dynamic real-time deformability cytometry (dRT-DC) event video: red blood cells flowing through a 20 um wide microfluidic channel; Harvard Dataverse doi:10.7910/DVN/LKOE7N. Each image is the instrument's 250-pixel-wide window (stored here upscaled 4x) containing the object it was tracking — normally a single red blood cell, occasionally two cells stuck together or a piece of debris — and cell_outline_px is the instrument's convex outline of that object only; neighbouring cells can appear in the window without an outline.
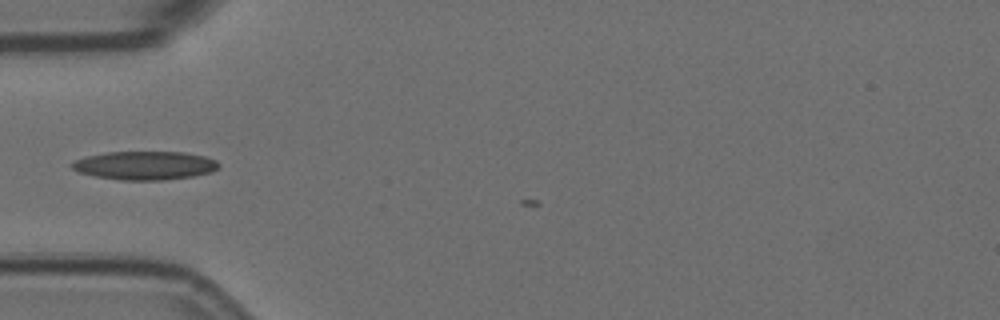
{"species": "Egyptian fruit bat (a non-hibernating species)", "species_latin": "Rousettus aegyptiacus", "temperature_condition": "room temperature", "stored_images_in_passage": 3, "camera_frame_rate_fps": 3000, "um_per_image_px": 0.085, "animal": {"sex": "female"}, "frame": {"image": 1, "passage_image": 2, "time_ms": 0.333, "image_size_px": [1000, 320], "cell_outline_px": [[220, 164], [212, 172], [192, 176], [164, 180], [120, 180], [96, 176], [80, 172], [72, 168], [68, 164], [72, 160], [88, 156], [108, 152], [184, 152], [204, 156], [216, 160]], "centroid_in_image_um": [12.29, 14.06], "position_along_channel_um": 72.7, "area_um2": 24.39}}